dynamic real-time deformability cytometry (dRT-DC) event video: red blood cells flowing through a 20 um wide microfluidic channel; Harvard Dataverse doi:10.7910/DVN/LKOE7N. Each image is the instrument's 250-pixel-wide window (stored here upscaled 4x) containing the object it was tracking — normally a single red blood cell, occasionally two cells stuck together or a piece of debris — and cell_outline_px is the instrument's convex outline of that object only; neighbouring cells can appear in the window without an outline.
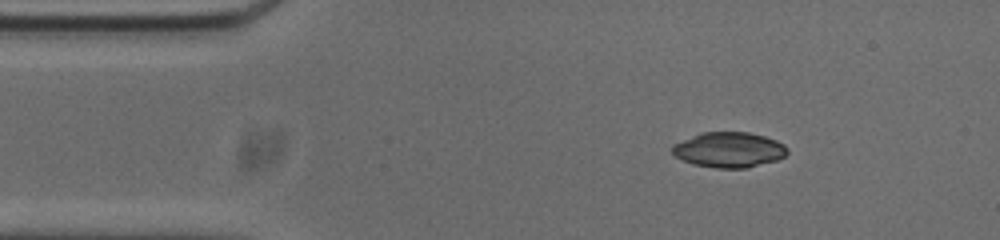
{"species": "common noctule bat (a hibernating species)", "species_latin": "Nyctalus noctula", "temperature_condition": "cold", "stored_images_in_passage": 46, "camera_frame_rate_fps": 3000, "um_per_image_px": 0.085, "animal": {"sex": "male", "body_mass_g": 20.0, "forearm_length_mm": 53.3}, "frame": {"image": 1, "passage_image": 1, "time_ms": 0.0, "image_size_px": [1000, 240], "cell_outline_px": [[788, 152], [784, 156], [776, 160], [748, 168], [716, 168], [692, 164], [680, 160], [672, 152], [672, 144], [700, 132], [748, 132], [764, 136], [776, 140], [784, 144], [788, 148]], "centroid_in_image_um": [61.94, 12.73], "position_along_channel_um": 23.1, "area_um2": 23.87}}
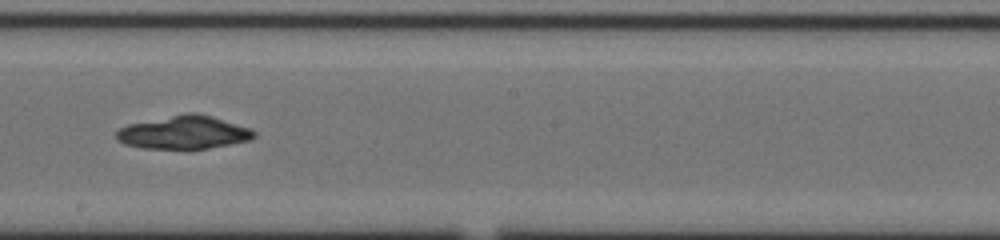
{"frame": {"image": 2, "passage_image": 22, "time_ms": 7.0, "image_size_px": [1000, 240], "cell_outline_px": [[256, 136], [248, 140], [188, 152], [144, 148], [124, 144], [116, 140], [116, 132], [120, 128], [128, 124], [184, 112], [196, 112], [212, 116], [252, 128], [256, 132]], "centroid_in_image_um": [15.61, 11.28], "position_along_channel_um": 232.6, "area_um2": 27.57}}
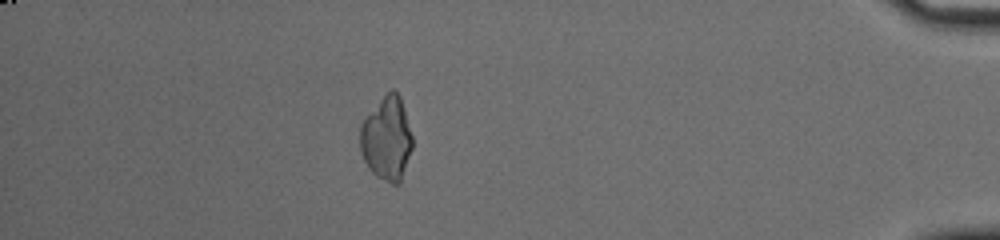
{"frame": {"image": 3, "passage_image": 40, "time_ms": 13.0, "image_size_px": [1000, 240], "cell_outline_px": [[412, 148], [400, 184], [392, 184], [376, 176], [368, 168], [364, 160], [360, 148], [360, 124], [384, 92], [392, 88], [400, 96], [412, 136]], "centroid_in_image_um": [32.86, 11.76], "position_along_channel_um": 402.3, "area_um2": 25.66}, "authors_computed_cell_mechanics": {"area_um2": 26.299, "velocity_mm_per_s": 3.767, "shape_relaxation_time_tau1_ms": 10.4244, "shape_relaxation_time_tau2_ms": null, "deformation_change_tau1": 0.2065, "deformation_change_tau2": null}}